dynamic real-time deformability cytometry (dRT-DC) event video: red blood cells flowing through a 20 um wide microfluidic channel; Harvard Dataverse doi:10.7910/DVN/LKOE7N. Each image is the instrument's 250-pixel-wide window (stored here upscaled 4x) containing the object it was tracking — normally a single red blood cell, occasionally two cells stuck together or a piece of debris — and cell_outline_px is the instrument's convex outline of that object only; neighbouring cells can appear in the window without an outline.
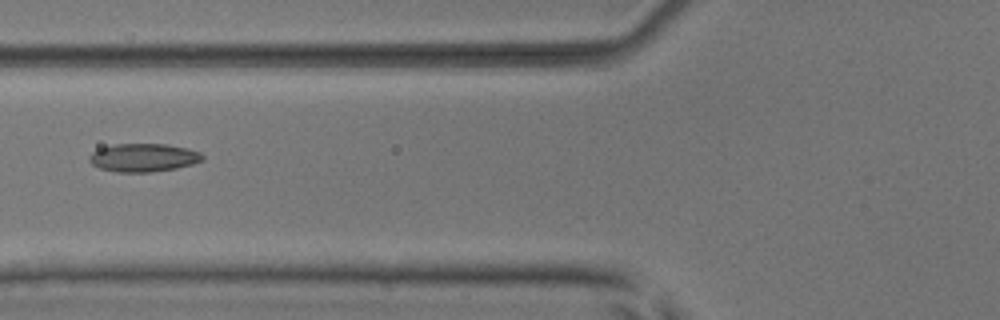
{"species": "common noctule bat (a hibernating species)", "species_latin": "Nyctalus noctula", "temperature_condition": "room temperature", "stored_images_in_passage": 6, "camera_frame_rate_fps": 3000, "um_per_image_px": 0.085, "animal": {"sex": "male", "body_mass_g": 17.9, "forearm_length_mm": 54.2}, "frame": {"image": 1, "passage_image": 6, "time_ms": 1.667, "image_size_px": [1000, 320], "cell_outline_px": [[204, 160], [192, 164], [176, 168], [148, 172], [116, 172], [100, 168], [92, 164], [88, 160], [88, 156], [92, 152], [100, 148], [112, 144], [168, 144], [188, 148], [200, 152], [204, 156]], "centroid_in_image_um": [12.19, 13.39], "position_along_channel_um": 113.6, "area_um2": 18.73}}